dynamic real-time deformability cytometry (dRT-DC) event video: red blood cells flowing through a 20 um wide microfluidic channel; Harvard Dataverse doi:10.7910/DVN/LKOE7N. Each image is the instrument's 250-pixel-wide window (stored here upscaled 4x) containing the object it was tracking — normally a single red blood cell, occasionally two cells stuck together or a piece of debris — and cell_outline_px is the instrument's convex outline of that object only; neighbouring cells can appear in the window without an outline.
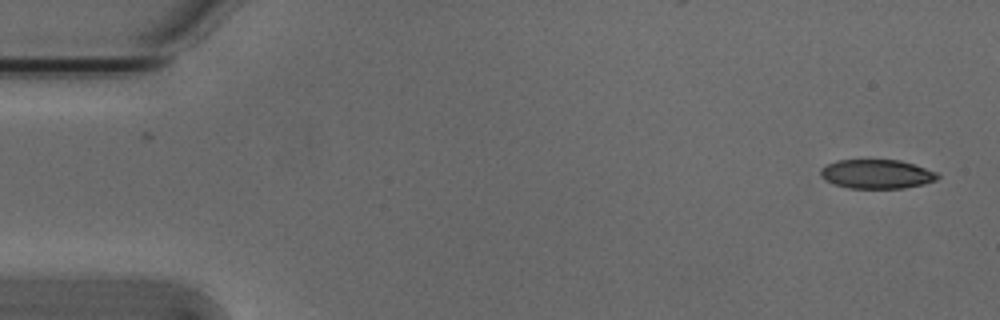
{"species": "Egyptian fruit bat (a non-hibernating species)", "species_latin": "Rousettus aegyptiacus", "temperature_condition": "cold", "stored_images_in_passage": 52, "camera_frame_rate_fps": 3000, "um_per_image_px": 0.085, "animal": {"sex": "male"}, "frame": {"image": 1, "passage_image": 1, "time_ms": 0.0, "image_size_px": [1000, 320], "cell_outline_px": [[940, 176], [936, 180], [924, 184], [904, 188], [848, 188], [824, 180], [820, 176], [820, 168], [836, 160], [900, 160], [936, 172]], "centroid_in_image_um": [74.5, 14.8], "position_along_channel_um": 10.5, "area_um2": 19.77}}
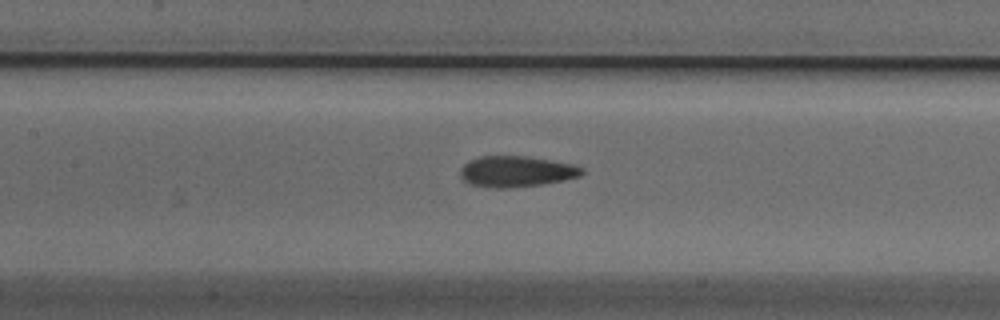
{"frame": {"image": 2, "passage_image": 23, "time_ms": 7.333, "image_size_px": [1000, 320], "cell_outline_px": [[584, 172], [580, 176], [564, 180], [540, 184], [508, 188], [492, 188], [468, 184], [460, 176], [460, 168], [468, 160], [480, 156], [524, 156], [572, 164], [584, 168]], "centroid_in_image_um": [43.84, 14.58], "position_along_channel_um": 163.6, "area_um2": 21.91}}
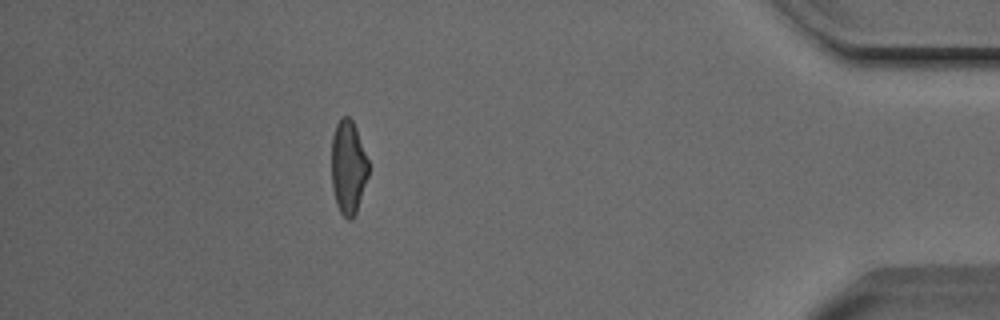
{"frame": {"image": 3, "passage_image": 46, "time_ms": 15.0, "image_size_px": [1000, 320], "cell_outline_px": [[368, 176], [356, 212], [352, 220], [348, 220], [340, 212], [336, 204], [332, 188], [332, 136], [336, 124], [340, 116], [348, 116], [352, 120], [356, 128], [368, 160]], "centroid_in_image_um": [29.59, 14.21], "position_along_channel_um": 405.6, "area_um2": 20.17}, "authors_computed_cell_mechanics": {"area_um2": 21.4149, "velocity_mm_per_s": 3.8374, "shape_relaxation_time_tau1_ms": 4.8346, "shape_relaxation_time_tau2_ms": 2.2468, "deformation_change_tau1": 0.165, "deformation_change_tau2": 0.1041}}